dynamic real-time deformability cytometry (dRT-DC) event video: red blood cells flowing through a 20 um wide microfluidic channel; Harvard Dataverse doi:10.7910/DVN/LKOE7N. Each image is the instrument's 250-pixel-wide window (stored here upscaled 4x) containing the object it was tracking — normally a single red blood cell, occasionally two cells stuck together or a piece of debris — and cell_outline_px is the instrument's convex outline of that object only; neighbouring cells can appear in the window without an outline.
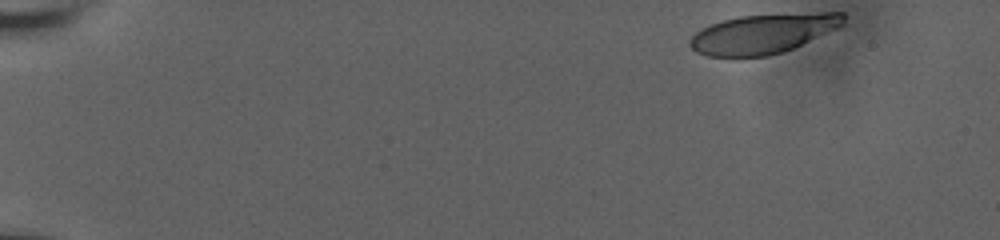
{"species": "human", "species_latin": "Homo sapiens", "temperature_condition": "room temperature", "stored_images_in_passage": 48, "camera_frame_rate_fps": 3000, "um_per_image_px": 0.085, "donor": {"sex": "male"}, "frame": {"image": 1, "passage_image": 1, "time_ms": 0.0, "image_size_px": [1000, 240], "cell_outline_px": [[844, 24], [840, 28], [784, 52], [768, 56], [708, 56], [696, 52], [688, 44], [688, 40], [700, 28], [708, 24], [740, 16], [820, 12], [844, 12]], "centroid_in_image_um": [64.88, 2.86], "position_along_channel_um": 20.1, "area_um2": 35.66}}
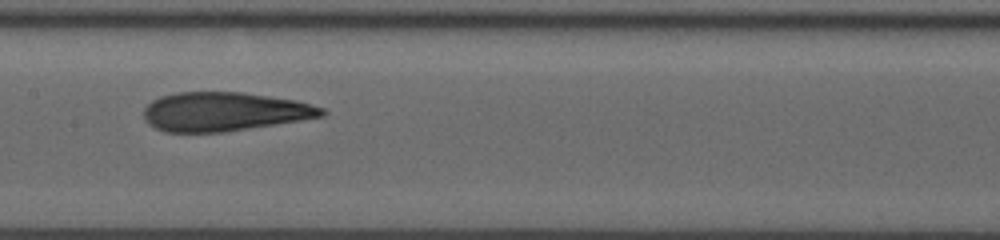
{"frame": {"image": 2, "passage_image": 27, "time_ms": 8.667, "image_size_px": [1000, 240], "cell_outline_px": [[328, 112], [324, 116], [224, 132], [164, 132], [148, 124], [144, 120], [144, 108], [152, 100], [160, 96], [176, 92], [240, 92], [296, 100], [324, 108]], "centroid_in_image_um": [19.03, 9.49], "position_along_channel_um": 188.4, "area_um2": 40.29}}
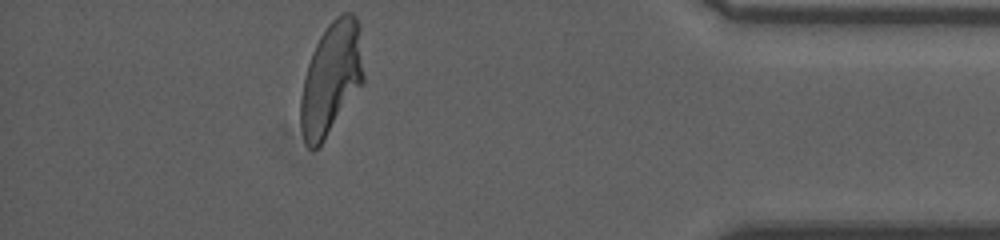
{"frame": {"image": 3, "passage_image": 48, "time_ms": 15.667, "image_size_px": [1000, 240], "cell_outline_px": [[364, 84], [324, 140], [316, 148], [308, 148], [304, 140], [300, 124], [300, 100], [304, 80], [308, 64], [312, 52], [320, 36], [328, 24], [340, 12], [352, 12], [356, 16], [360, 24], [364, 76]], "centroid_in_image_um": [28.18, 6.63], "position_along_channel_um": 407.0, "area_um2": 41.56}, "authors_computed_cell_mechanics": {"area_um2": 40.5178, "velocity_mm_per_s": 3.6454, "shape_relaxation_time_tau1_ms": 10.7091, "shape_relaxation_time_tau2_ms": 1.6892, "deformation_change_tau1": 0.3002, "deformation_change_tau2": 0.0946}}